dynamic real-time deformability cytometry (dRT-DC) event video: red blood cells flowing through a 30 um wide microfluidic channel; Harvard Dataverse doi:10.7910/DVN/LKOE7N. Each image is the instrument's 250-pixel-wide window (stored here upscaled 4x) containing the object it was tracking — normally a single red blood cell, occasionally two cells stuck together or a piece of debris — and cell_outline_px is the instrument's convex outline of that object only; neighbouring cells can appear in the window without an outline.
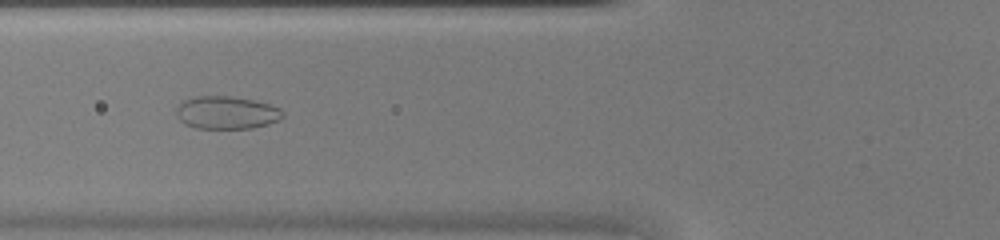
{"species": "common noctule bat (a hibernating species)", "species_latin": "Nyctalus noctula", "temperature_condition": "warm", "stored_images_in_passage": 47, "camera_frame_rate_fps": 3000, "um_per_image_px": 0.085, "animal": {"sex": "female", "body_mass_g": 20.0, "forearm_length_mm": 54.0}, "frame": {"image": 1, "passage_image": 19, "time_ms": 6.0, "image_size_px": [1000, 240], "cell_outline_px": [[284, 116], [280, 120], [268, 124], [252, 128], [196, 128], [184, 124], [176, 116], [176, 108], [184, 100], [192, 96], [232, 96], [252, 100], [268, 104], [280, 108], [284, 112]], "centroid_in_image_um": [19.25, 9.57], "position_along_channel_um": 106.5, "area_um2": 20.46}}
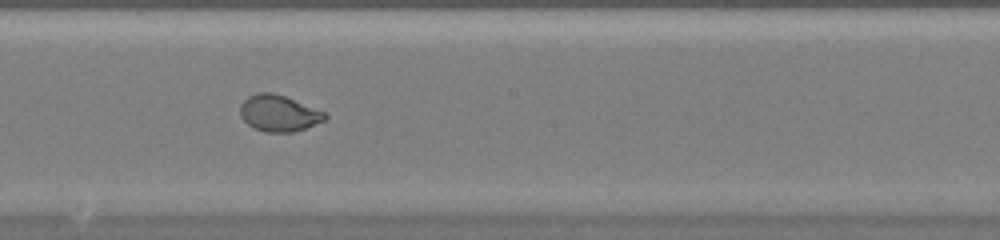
{"frame": {"image": 2, "passage_image": 27, "time_ms": 8.667, "image_size_px": [1000, 240], "cell_outline_px": [[328, 116], [324, 120], [304, 128], [292, 132], [264, 132], [248, 124], [240, 116], [240, 104], [248, 96], [260, 92], [272, 92], [284, 96], [324, 112]], "centroid_in_image_um": [23.65, 9.62], "position_along_channel_um": 224.5, "area_um2": 17.63}}
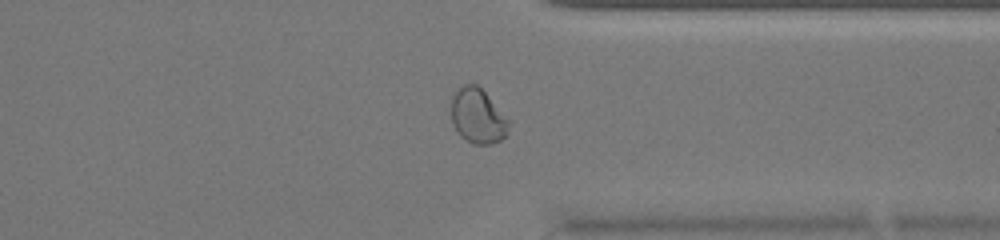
{"frame": {"image": 3, "passage_image": 37, "time_ms": 12.0, "image_size_px": [1000, 240], "cell_outline_px": [[508, 132], [500, 140], [492, 144], [472, 144], [460, 136], [452, 124], [452, 96], [464, 84], [476, 84], [484, 92], [508, 120]], "centroid_in_image_um": [40.58, 9.9], "position_along_channel_um": 370.8, "area_um2": 17.98}}